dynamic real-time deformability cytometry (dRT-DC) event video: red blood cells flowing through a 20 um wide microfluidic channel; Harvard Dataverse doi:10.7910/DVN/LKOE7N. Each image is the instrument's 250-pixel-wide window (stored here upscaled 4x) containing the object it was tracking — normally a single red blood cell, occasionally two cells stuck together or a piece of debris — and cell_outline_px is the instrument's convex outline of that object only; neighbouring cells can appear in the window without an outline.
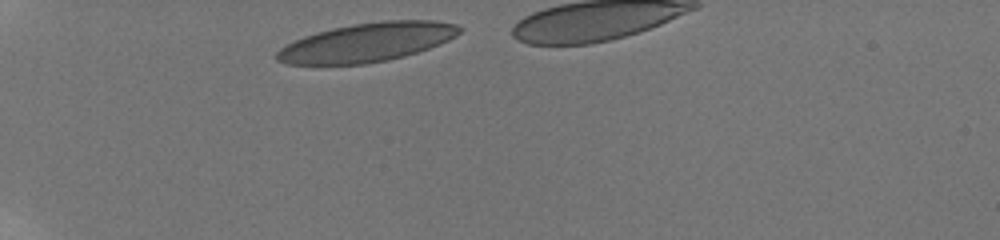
{"species": "human", "species_latin": "Homo sapiens", "temperature_condition": "room temperature", "stored_images_in_passage": 3, "camera_frame_rate_fps": 3000, "um_per_image_px": 0.085, "donor": {"sex": "male"}, "frame": {"image": 1, "passage_image": 1, "time_ms": 0.0, "image_size_px": [1000, 240], "cell_outline_px": [[464, 28], [456, 36], [448, 40], [428, 48], [404, 56], [388, 60], [364, 64], [288, 64], [276, 60], [276, 52], [280, 48], [304, 36], [316, 32], [332, 28], [352, 24], [384, 20], [432, 20], [456, 24]], "centroid_in_image_um": [31.21, 3.59], "position_along_channel_um": 53.8, "area_um2": 41.15}}